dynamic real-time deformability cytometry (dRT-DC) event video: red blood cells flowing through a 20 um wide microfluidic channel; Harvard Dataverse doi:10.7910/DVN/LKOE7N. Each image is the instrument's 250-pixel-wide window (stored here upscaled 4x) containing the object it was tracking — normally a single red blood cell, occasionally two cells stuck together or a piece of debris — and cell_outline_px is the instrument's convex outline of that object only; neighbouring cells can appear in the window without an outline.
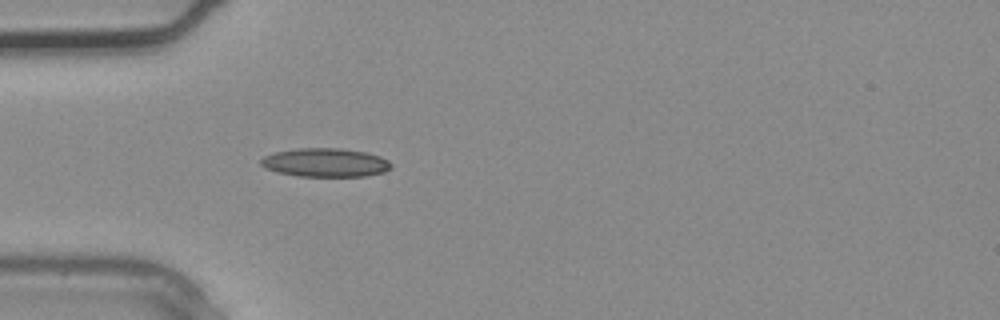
{"species": "common noctule bat (a hibernating species)", "species_latin": "Nyctalus noctula", "temperature_condition": "warm", "stored_images_in_passage": 3, "camera_frame_rate_fps": 3000, "um_per_image_px": 0.085, "animal": {"sex": "male", "body_mass_g": 20.4}, "frame": {"image": 1, "passage_image": 3, "time_ms": 0.667, "image_size_px": [1000, 320], "cell_outline_px": [[392, 168], [384, 172], [368, 176], [296, 176], [276, 172], [264, 168], [260, 164], [260, 160], [264, 156], [276, 152], [300, 148], [340, 148], [368, 152], [380, 156], [388, 160], [392, 164]], "centroid_in_image_um": [27.68, 13.82], "position_along_channel_um": 57.3, "area_um2": 21.96}}